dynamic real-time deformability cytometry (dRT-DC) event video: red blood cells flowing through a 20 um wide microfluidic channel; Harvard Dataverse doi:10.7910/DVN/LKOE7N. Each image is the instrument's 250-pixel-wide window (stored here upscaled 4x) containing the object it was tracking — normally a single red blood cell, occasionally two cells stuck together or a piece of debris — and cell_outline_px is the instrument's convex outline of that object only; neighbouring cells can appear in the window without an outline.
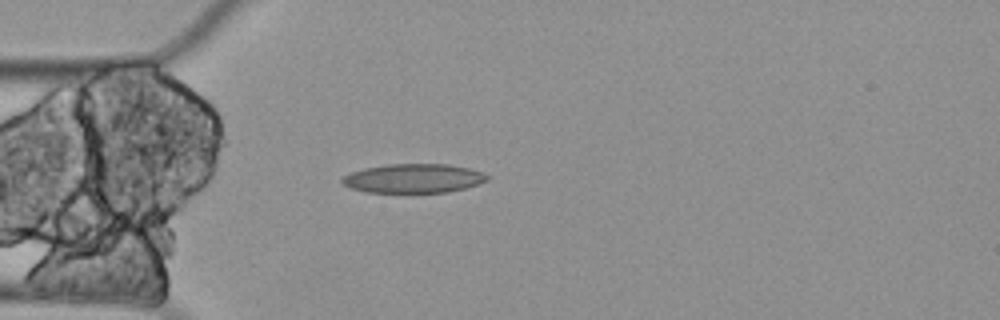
{"species": "Egyptian fruit bat (a non-hibernating species)", "species_latin": "Rousettus aegyptiacus", "temperature_condition": "cold", "stored_images_in_passage": 5, "camera_frame_rate_fps": 3000, "um_per_image_px": 0.085, "animal": {"sex": "female"}, "frame": {"image": 1, "passage_image": 5, "time_ms": 1.333, "image_size_px": [1000, 320], "cell_outline_px": [[488, 180], [464, 188], [448, 192], [364, 192], [348, 188], [340, 180], [344, 176], [352, 172], [364, 168], [388, 164], [448, 164], [468, 168], [480, 172], [488, 176]], "centroid_in_image_um": [35.1, 15.16], "position_along_channel_um": 49.9, "area_um2": 24.39}}